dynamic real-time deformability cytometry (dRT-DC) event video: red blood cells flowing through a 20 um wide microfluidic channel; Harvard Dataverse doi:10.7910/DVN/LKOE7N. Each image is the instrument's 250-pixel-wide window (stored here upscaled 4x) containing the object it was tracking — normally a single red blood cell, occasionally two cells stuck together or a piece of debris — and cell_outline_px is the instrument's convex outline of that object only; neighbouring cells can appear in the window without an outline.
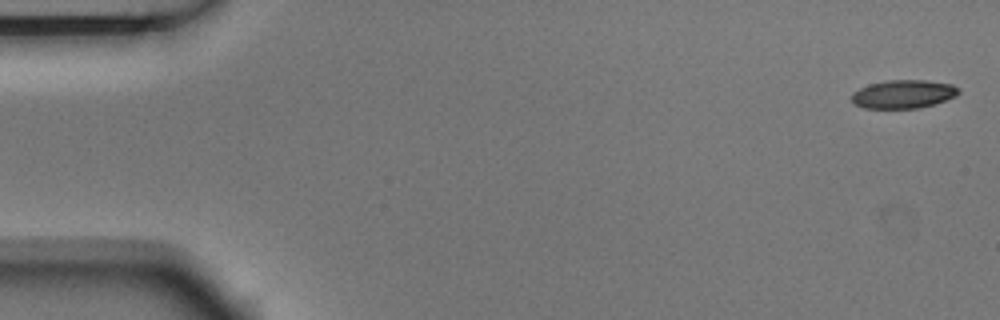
{"species": "Egyptian fruit bat (a non-hibernating species)", "species_latin": "Rousettus aegyptiacus", "temperature_condition": "room temperature", "stored_images_in_passage": 4, "segment_of_instrument_passage": [2, 2], "camera_frame_rate_fps": 3000, "um_per_image_px": 0.085, "animal": {"sex": "male"}, "frame": {"image": 1, "passage_image": 4, "time_ms": 1.0, "image_size_px": [1000, 320], "cell_outline_px": [[960, 92], [956, 96], [920, 108], [864, 108], [852, 104], [852, 92], [868, 84], [888, 80], [928, 80], [952, 84], [960, 88]], "centroid_in_image_um": [76.77, 7.99], "position_along_channel_um": 8.2, "area_um2": 17.8}}